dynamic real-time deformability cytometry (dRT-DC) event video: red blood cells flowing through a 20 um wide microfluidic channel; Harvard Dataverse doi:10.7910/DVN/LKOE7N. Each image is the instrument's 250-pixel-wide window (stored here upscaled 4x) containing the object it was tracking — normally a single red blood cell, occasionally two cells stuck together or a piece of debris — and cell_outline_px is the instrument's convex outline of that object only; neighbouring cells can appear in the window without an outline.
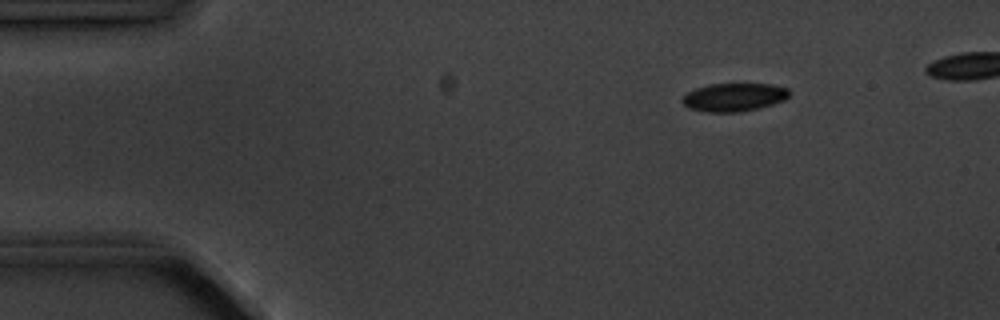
{"species": "common noctule bat (a hibernating species)", "species_latin": "Nyctalus noctula", "temperature_condition": "cold", "stored_images_in_passage": 4, "camera_frame_rate_fps": 3000, "um_per_image_px": 0.085, "animal": {"sex": "male", "body_mass_g": 20.1, "forearm_length_mm": 53.5}, "frame": {"image": 1, "passage_image": 1, "time_ms": 0.0, "image_size_px": [1000, 320], "cell_outline_px": [[788, 96], [784, 100], [772, 104], [740, 112], [708, 112], [688, 108], [680, 100], [688, 92], [696, 88], [708, 84], [772, 84], [788, 88]], "centroid_in_image_um": [62.36, 8.26], "position_along_channel_um": 22.6, "area_um2": 17.46}}